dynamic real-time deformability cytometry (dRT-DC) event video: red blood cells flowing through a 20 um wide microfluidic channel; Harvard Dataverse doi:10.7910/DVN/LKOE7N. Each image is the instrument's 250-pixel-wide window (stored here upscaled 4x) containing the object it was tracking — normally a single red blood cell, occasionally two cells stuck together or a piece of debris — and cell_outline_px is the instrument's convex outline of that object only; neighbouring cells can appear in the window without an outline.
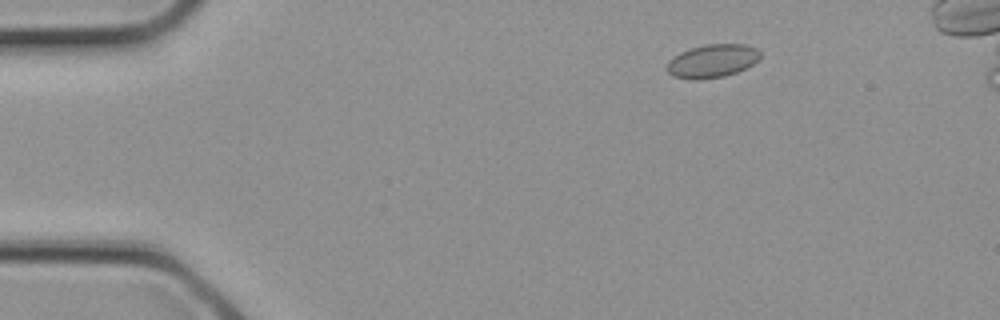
{"species": "common noctule bat (a hibernating species)", "species_latin": "Nyctalus noctula", "temperature_condition": "cold", "stored_images_in_passage": 3, "camera_frame_rate_fps": 3000, "um_per_image_px": 0.085, "animal": {"sex": "female", "body_mass_g": 21.9}, "frame": {"image": 1, "passage_image": 1, "time_ms": 0.0, "image_size_px": [1000, 320], "cell_outline_px": [[760, 60], [736, 72], [724, 76], [700, 80], [692, 80], [672, 76], [664, 68], [668, 60], [680, 52], [692, 48], [708, 44], [744, 44], [756, 48], [760, 52]], "centroid_in_image_um": [60.51, 5.19], "position_along_channel_um": 24.5, "area_um2": 18.21}}